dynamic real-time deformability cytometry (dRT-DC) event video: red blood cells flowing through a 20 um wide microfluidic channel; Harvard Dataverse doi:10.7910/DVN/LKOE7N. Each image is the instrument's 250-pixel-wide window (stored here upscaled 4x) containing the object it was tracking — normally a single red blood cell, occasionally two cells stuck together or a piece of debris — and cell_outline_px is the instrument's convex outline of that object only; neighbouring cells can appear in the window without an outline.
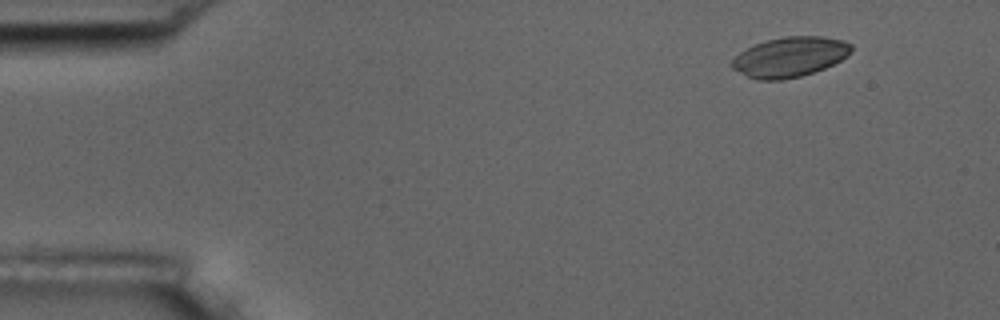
{"species": "common noctule bat (a hibernating species)", "species_latin": "Nyctalus noctula", "temperature_condition": "room temperature", "stored_images_in_passage": 5, "camera_frame_rate_fps": 3000, "um_per_image_px": 0.085, "animal": {"sex": "male", "body_mass_g": 17.5, "forearm_length_mm": 52.3}, "frame": {"image": 1, "passage_image": 1, "time_ms": 0.0, "image_size_px": [1000, 320], "cell_outline_px": [[852, 52], [848, 56], [824, 68], [800, 76], [780, 80], [760, 80], [748, 76], [732, 68], [728, 64], [740, 52], [756, 44], [768, 40], [784, 36], [824, 36], [844, 40], [852, 44]], "centroid_in_image_um": [67.16, 4.83], "position_along_channel_um": 17.8, "area_um2": 27.69}}
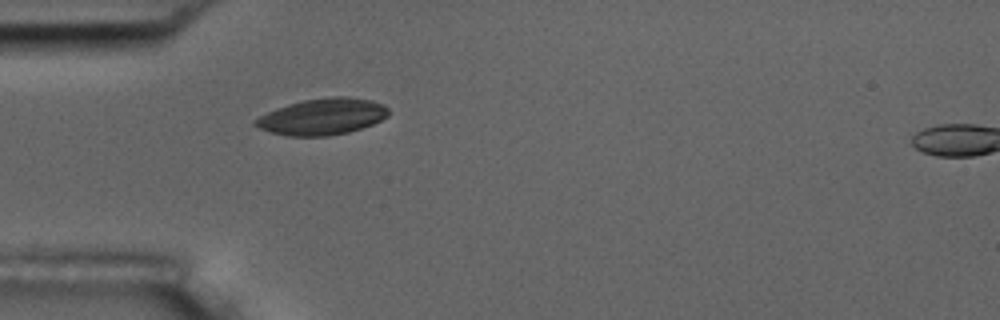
{"frame": {"image": 2, "passage_image": 4, "time_ms": 3.667, "image_size_px": [1000, 320], "cell_outline_px": [[388, 116], [372, 124], [348, 132], [328, 136], [288, 136], [272, 132], [260, 128], [252, 124], [252, 120], [276, 108], [288, 104], [304, 100], [332, 96], [348, 96], [372, 100], [384, 104], [388, 108]], "centroid_in_image_um": [27.4, 9.9], "position_along_channel_um": 57.6, "area_um2": 28.21}}